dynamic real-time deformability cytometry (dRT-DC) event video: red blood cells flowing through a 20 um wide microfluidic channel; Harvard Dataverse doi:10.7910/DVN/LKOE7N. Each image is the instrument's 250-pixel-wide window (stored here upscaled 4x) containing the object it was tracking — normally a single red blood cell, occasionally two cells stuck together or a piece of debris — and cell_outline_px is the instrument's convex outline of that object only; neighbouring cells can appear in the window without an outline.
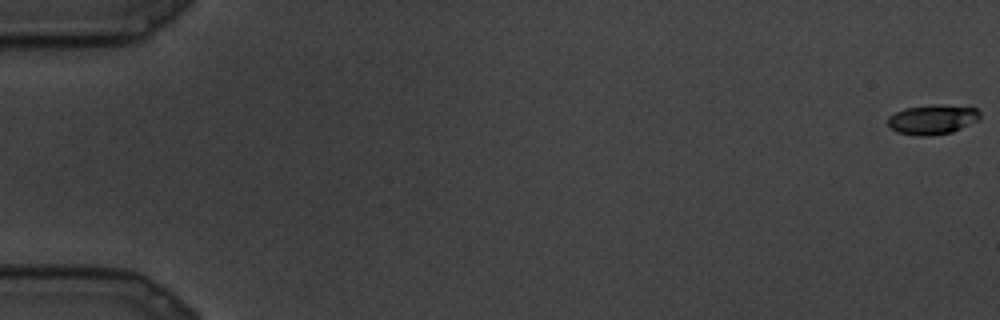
{"species": "common noctule bat (a hibernating species)", "species_latin": "Nyctalus noctula", "temperature_condition": "cold", "stored_images_in_passage": 94, "camera_frame_rate_fps": 3000, "um_per_image_px": 0.085, "animal": {"sex": "male", "body_mass_g": 19.5, "forearm_length_mm": 54.6}, "frame": {"image": 1, "passage_image": 1, "time_ms": 0.0, "image_size_px": [1000, 320], "cell_outline_px": [[980, 120], [952, 132], [928, 136], [916, 136], [896, 132], [888, 124], [888, 116], [904, 108], [976, 108], [980, 112]], "centroid_in_image_um": [79.23, 10.24], "position_along_channel_um": 5.8, "area_um2": 14.97}}
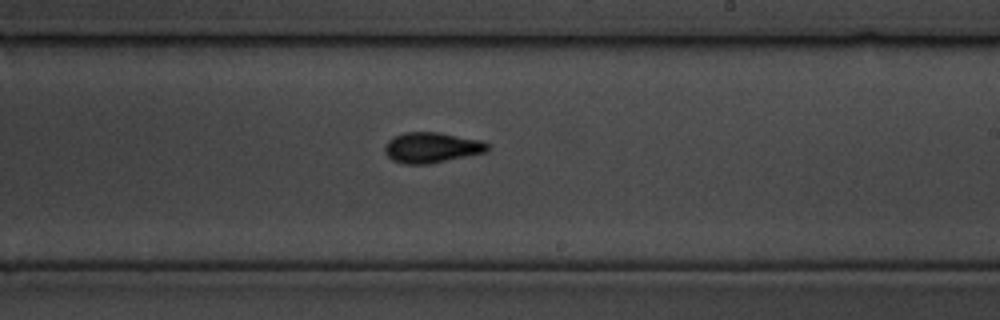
{"frame": {"image": 2, "passage_image": 57, "time_ms": 18.667, "image_size_px": [1000, 320], "cell_outline_px": [[488, 152], [428, 164], [404, 164], [392, 160], [384, 152], [384, 144], [388, 140], [404, 132], [440, 132], [484, 140], [488, 144]], "centroid_in_image_um": [36.71, 12.54], "position_along_channel_um": 252.3, "area_um2": 18.5}}
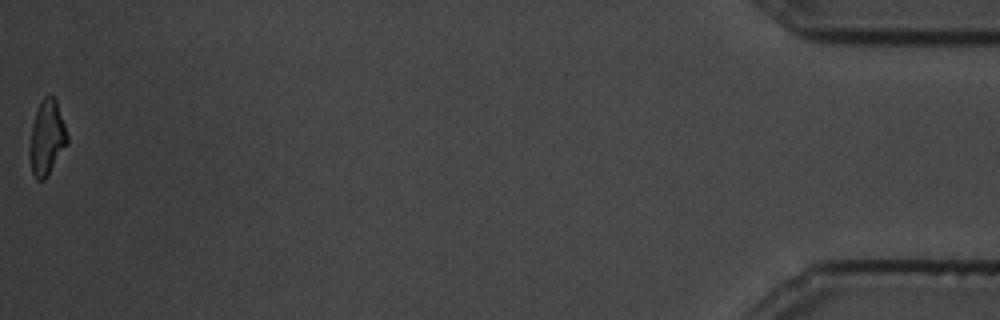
{"frame": {"image": 3, "passage_image": 94, "time_ms": 31.0, "image_size_px": [1000, 320], "cell_outline_px": [[68, 144], [44, 180], [36, 180], [32, 172], [28, 152], [28, 148], [32, 124], [36, 108], [40, 100], [48, 92], [56, 100], [68, 136]], "centroid_in_image_um": [3.96, 11.68], "position_along_channel_um": 431.2, "area_um2": 16.65}}